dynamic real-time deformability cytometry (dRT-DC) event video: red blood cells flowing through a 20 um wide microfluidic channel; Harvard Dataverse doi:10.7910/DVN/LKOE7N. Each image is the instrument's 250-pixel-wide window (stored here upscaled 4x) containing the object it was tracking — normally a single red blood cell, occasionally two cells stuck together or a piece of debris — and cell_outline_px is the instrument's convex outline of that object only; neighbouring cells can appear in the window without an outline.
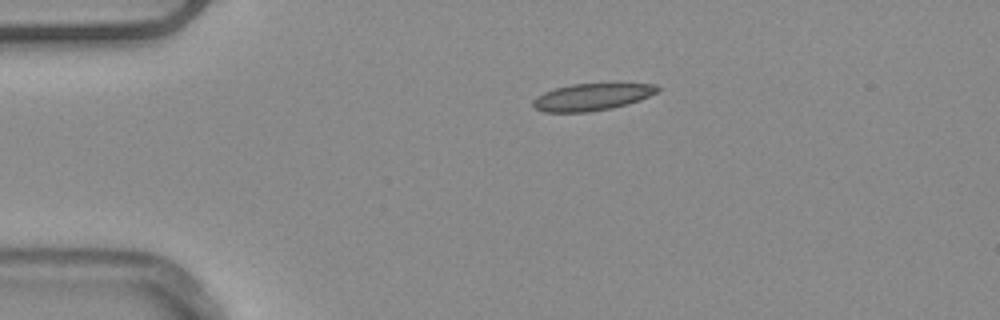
{"species": "common noctule bat (a hibernating species)", "species_latin": "Nyctalus noctula", "temperature_condition": "warm", "stored_images_in_passage": 42, "camera_frame_rate_fps": 3000, "um_per_image_px": 0.085, "animal": {"sex": "male", "body_mass_g": 20.4}, "frame": {"image": 1, "passage_image": 1, "time_ms": 0.0, "image_size_px": [1000, 320], "cell_outline_px": [[660, 88], [656, 92], [640, 100], [628, 104], [612, 108], [588, 112], [544, 112], [536, 108], [532, 104], [532, 100], [536, 96], [544, 92], [556, 88], [572, 84], [656, 84]], "centroid_in_image_um": [50.28, 8.25], "position_along_channel_um": 34.7, "area_um2": 19.42}}
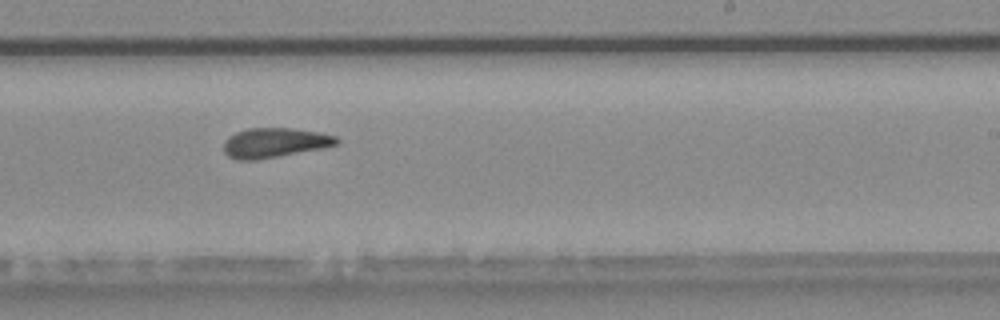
{"frame": {"image": 2, "passage_image": 22, "time_ms": 7.0, "image_size_px": [1000, 320], "cell_outline_px": [[340, 144], [324, 148], [256, 160], [236, 160], [228, 156], [224, 152], [224, 140], [228, 136], [236, 132], [248, 128], [292, 128], [320, 132], [336, 136], [340, 140]], "centroid_in_image_um": [23.36, 12.13], "position_along_channel_um": 265.6, "area_um2": 19.77}}
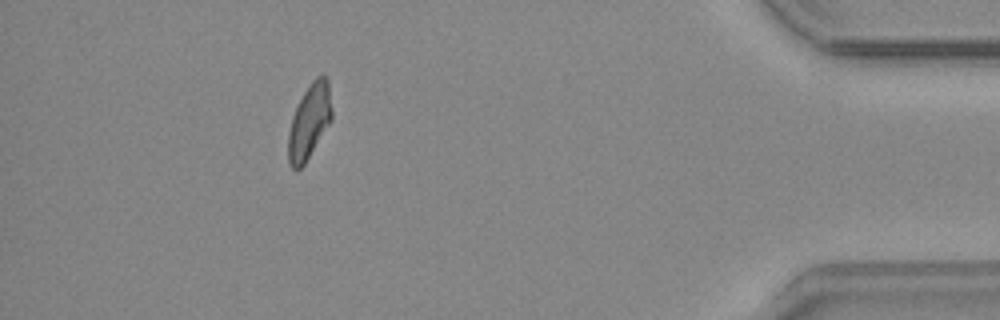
{"frame": {"image": 3, "passage_image": 37, "time_ms": 12.0, "image_size_px": [1000, 320], "cell_outline_px": [[332, 120], [304, 164], [296, 172], [288, 164], [288, 132], [292, 116], [304, 92], [312, 80], [316, 76], [324, 72], [328, 76], [332, 108]], "centroid_in_image_um": [26.31, 10.29], "position_along_channel_um": 408.9, "area_um2": 19.25}, "authors_computed_cell_mechanics": {"area_um2": 19.3919, "velocity_mm_per_s": 3.914, "shape_relaxation_time_tau1_ms": null, "shape_relaxation_time_tau2_ms": 2.393, "deformation_change_tau1": null, "deformation_change_tau2": 0.0935}}